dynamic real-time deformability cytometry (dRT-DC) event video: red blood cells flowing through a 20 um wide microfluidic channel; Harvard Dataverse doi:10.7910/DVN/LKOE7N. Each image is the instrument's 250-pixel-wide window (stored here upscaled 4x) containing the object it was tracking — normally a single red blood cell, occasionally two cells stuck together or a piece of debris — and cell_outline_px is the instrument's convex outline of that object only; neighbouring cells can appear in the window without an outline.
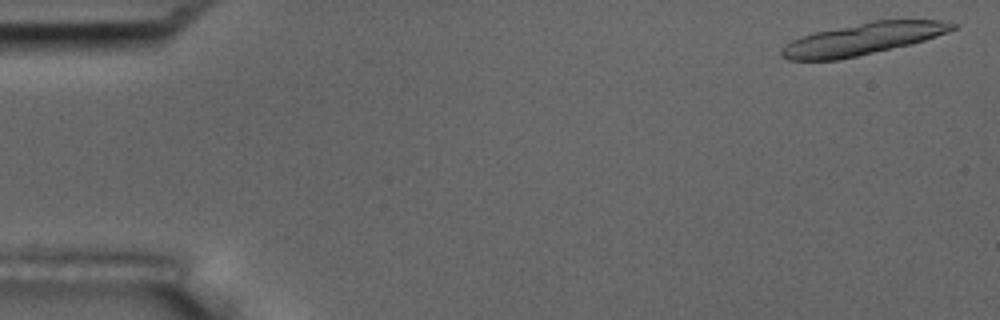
{"species": "common noctule bat (a hibernating species)", "species_latin": "Nyctalus noctula", "temperature_condition": "room temperature", "stored_images_in_passage": 8, "segment_of_instrument_passage": [1, 2], "camera_frame_rate_fps": 3000, "um_per_image_px": 0.085, "animal": {"sex": "male", "body_mass_g": 17.5, "forearm_length_mm": 52.3}, "frame": {"image": 1, "passage_image": 1, "time_ms": 0.0, "image_size_px": [1000, 320], "cell_outline_px": [[956, 28], [948, 32], [924, 40], [908, 44], [856, 56], [836, 60], [788, 60], [780, 56], [780, 48], [792, 40], [800, 36], [816, 32], [872, 20], [940, 20], [956, 24]], "centroid_in_image_um": [73.28, 3.31], "position_along_channel_um": 11.7, "area_um2": 31.33}}